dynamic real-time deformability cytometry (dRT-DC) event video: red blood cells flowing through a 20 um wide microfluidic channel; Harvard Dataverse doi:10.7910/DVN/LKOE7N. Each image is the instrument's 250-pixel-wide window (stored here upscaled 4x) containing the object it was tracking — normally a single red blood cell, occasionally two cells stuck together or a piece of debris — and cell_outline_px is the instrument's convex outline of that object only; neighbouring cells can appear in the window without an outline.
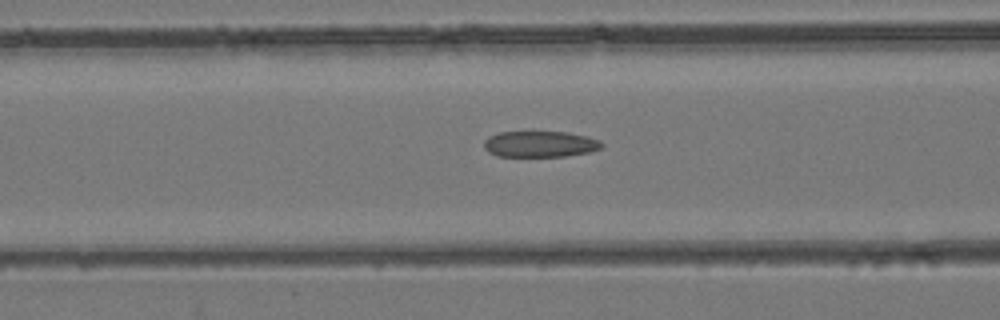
{"species": "common noctule bat (a hibernating species)", "species_latin": "Nyctalus noctula", "temperature_condition": "room temperature", "stored_images_in_passage": 30, "camera_frame_rate_fps": 3000, "um_per_image_px": 0.085, "animal": {"sex": "female", "body_mass_g": 24.6, "forearm_length_mm": 56.2}, "frame": {"image": 1, "passage_image": 8, "time_ms": 2.333, "image_size_px": [1000, 320], "cell_outline_px": [[604, 148], [588, 152], [564, 156], [496, 156], [488, 152], [484, 148], [484, 140], [488, 136], [500, 132], [568, 132], [588, 136], [600, 140], [604, 144]], "centroid_in_image_um": [45.92, 12.24], "position_along_channel_um": 120.7, "area_um2": 18.03}}
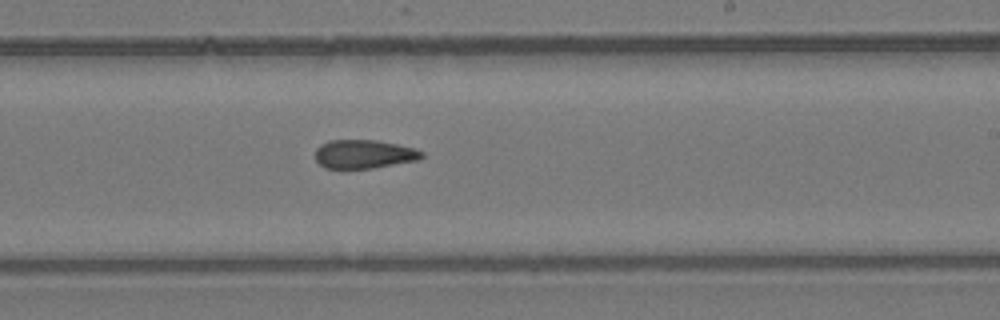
{"frame": {"image": 2, "passage_image": 17, "time_ms": 5.333, "image_size_px": [1000, 320], "cell_outline_px": [[424, 156], [420, 160], [372, 168], [324, 168], [316, 160], [316, 148], [320, 144], [328, 140], [376, 140], [416, 148], [424, 152]], "centroid_in_image_um": [30.96, 13.09], "position_along_channel_um": 258.0, "area_um2": 17.92}}
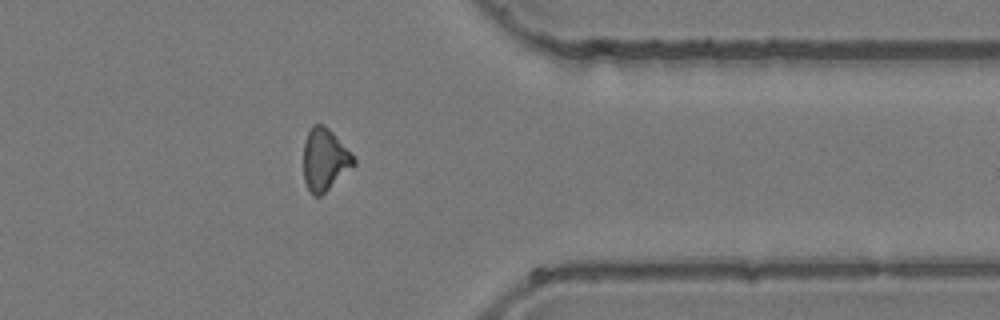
{"frame": {"image": 3, "passage_image": 26, "time_ms": 8.333, "image_size_px": [1000, 320], "cell_outline_px": [[356, 164], [320, 196], [312, 196], [304, 180], [304, 140], [312, 124], [324, 124], [332, 132], [356, 160]], "centroid_in_image_um": [27.58, 13.56], "position_along_channel_um": 383.8, "area_um2": 17.92}}